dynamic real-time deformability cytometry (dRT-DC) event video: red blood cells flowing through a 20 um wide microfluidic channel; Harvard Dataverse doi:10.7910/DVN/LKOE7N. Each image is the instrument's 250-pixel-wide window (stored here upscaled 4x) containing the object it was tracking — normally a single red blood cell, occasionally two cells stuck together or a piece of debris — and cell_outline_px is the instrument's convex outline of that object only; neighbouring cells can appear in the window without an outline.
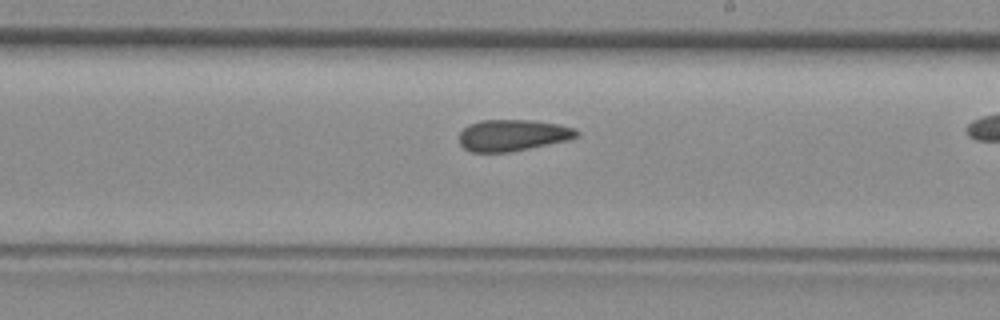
{"species": "common noctule bat (a hibernating species)", "species_latin": "Nyctalus noctula", "temperature_condition": "room temperature", "stored_images_in_passage": 22, "camera_frame_rate_fps": 3000, "um_per_image_px": 0.085, "animal": {"sex": "female", "body_mass_g": 29.2, "forearm_length_mm": 56.3}, "frame": {"image": 1, "passage_image": 13, "time_ms": 4.0, "image_size_px": [1000, 320], "cell_outline_px": [[580, 132], [576, 136], [568, 140], [508, 152], [472, 152], [464, 148], [460, 144], [460, 132], [468, 124], [480, 120], [532, 120], [556, 124], [576, 128]], "centroid_in_image_um": [43.56, 11.49], "position_along_channel_um": 245.4, "area_um2": 21.39}}